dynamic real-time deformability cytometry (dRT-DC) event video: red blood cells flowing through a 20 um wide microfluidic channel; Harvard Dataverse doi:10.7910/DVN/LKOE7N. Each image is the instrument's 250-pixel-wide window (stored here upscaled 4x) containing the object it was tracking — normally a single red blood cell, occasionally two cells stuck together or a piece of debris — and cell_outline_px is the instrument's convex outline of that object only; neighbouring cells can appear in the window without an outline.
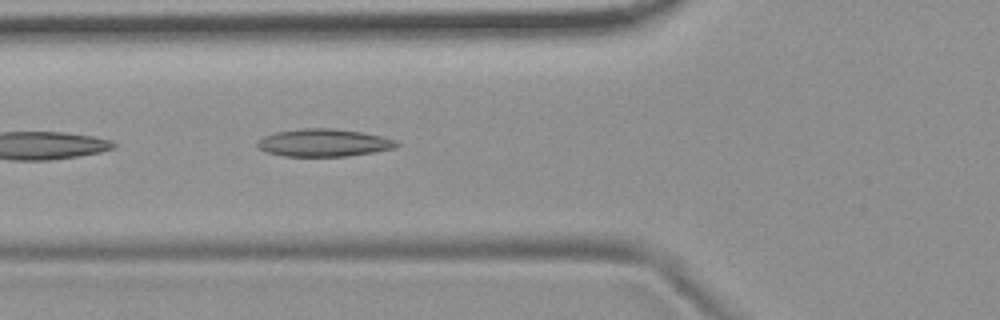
{"species": "common noctule bat (a hibernating species)", "species_latin": "Nyctalus noctula", "temperature_condition": "room temperature", "stored_images_in_passage": 6, "camera_frame_rate_fps": 3000, "um_per_image_px": 0.085, "animal": {"sex": "female", "body_mass_g": 19.9}, "frame": {"image": 1, "passage_image": 6, "time_ms": 5.667, "image_size_px": [1000, 320], "cell_outline_px": [[400, 144], [392, 148], [376, 152], [348, 156], [284, 156], [264, 152], [256, 148], [256, 140], [264, 136], [276, 132], [300, 128], [332, 128], [364, 132], [396, 140]], "centroid_in_image_um": [27.47, 12.13], "position_along_channel_um": 98.3, "area_um2": 22.66}}